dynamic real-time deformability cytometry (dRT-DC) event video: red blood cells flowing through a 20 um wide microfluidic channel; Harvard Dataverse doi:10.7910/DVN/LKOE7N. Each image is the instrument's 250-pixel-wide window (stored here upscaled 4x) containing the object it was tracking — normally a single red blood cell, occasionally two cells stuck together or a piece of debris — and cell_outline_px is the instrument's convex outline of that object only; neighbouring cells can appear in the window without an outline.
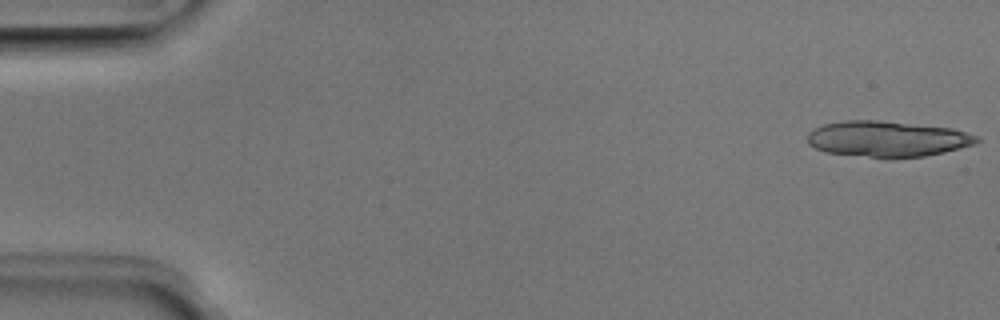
{"species": "Egyptian fruit bat (a non-hibernating species)", "species_latin": "Rousettus aegyptiacus", "temperature_condition": "room temperature", "stored_images_in_passage": 14, "camera_frame_rate_fps": 3000, "um_per_image_px": 0.085, "animal": {"sex": "male"}, "frame": {"image": 1, "passage_image": 1, "time_ms": 0.0, "image_size_px": [1000, 320], "cell_outline_px": [[980, 140], [976, 144], [944, 152], [924, 156], [868, 156], [824, 152], [808, 144], [808, 132], [824, 124], [844, 120], [880, 120], [952, 128], [980, 136]], "centroid_in_image_um": [75.45, 11.78], "position_along_channel_um": 9.6, "area_um2": 34.91}}